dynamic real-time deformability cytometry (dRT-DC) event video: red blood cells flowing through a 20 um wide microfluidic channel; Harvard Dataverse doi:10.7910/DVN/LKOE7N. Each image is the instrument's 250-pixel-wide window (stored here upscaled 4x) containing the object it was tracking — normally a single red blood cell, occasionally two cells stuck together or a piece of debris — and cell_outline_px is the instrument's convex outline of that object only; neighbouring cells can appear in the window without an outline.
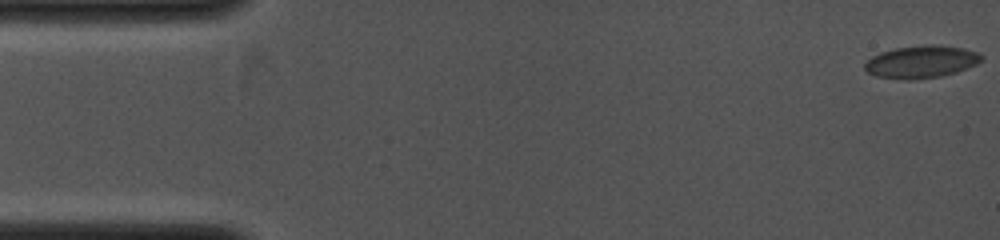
{"species": "common noctule bat (a hibernating species)", "species_latin": "Nyctalus noctula", "temperature_condition": "cold", "stored_images_in_passage": 15, "camera_frame_rate_fps": 4000, "um_per_image_px": 0.085, "animal": {"sex": "female", "body_mass_g": 19.0, "forearm_length_mm": 53.3}, "frame": {"image": 1, "passage_image": 1, "time_ms": 0.0, "image_size_px": [1000, 240], "cell_outline_px": [[984, 56], [976, 64], [956, 72], [940, 76], [912, 80], [900, 80], [876, 76], [868, 72], [864, 68], [864, 64], [872, 56], [880, 52], [896, 48], [928, 44], [940, 44], [964, 48], [980, 52]], "centroid_in_image_um": [78.31, 5.24], "position_along_channel_um": 6.7, "area_um2": 22.25}}